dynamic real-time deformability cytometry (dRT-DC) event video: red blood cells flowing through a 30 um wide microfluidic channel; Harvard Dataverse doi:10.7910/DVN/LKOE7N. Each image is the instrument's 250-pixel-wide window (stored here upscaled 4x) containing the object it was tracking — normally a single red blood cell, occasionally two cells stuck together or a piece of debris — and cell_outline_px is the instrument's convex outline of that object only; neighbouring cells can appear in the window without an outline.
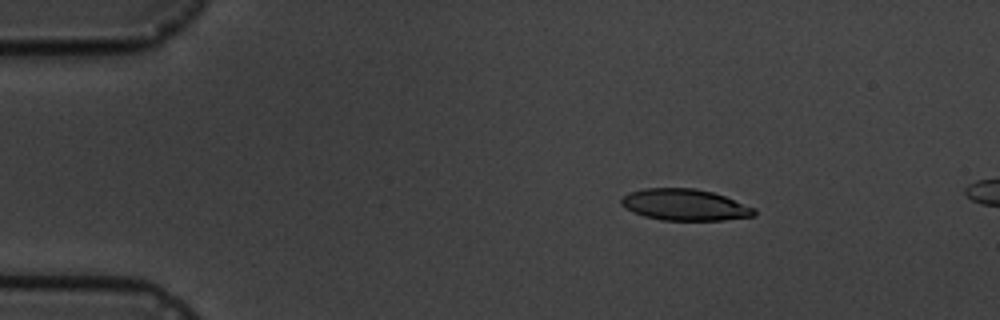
{"species": "common noctule bat (a hibernating species)", "species_latin": "Nyctalus noctula", "temperature_condition": "cold", "stored_images_in_passage": 5, "camera_frame_rate_fps": 3000, "um_per_image_px": 0.085, "animal": {"sex": "male", "body_mass_g": 19.5, "forearm_length_mm": 54.6}, "frame": {"image": 1, "passage_image": 3, "time_ms": 2.333, "image_size_px": [1000, 320], "cell_outline_px": [[756, 216], [724, 220], [660, 220], [644, 216], [632, 212], [624, 208], [620, 204], [620, 200], [628, 192], [644, 188], [696, 188], [712, 192], [724, 196], [756, 208]], "centroid_in_image_um": [58.19, 17.41], "position_along_channel_um": 26.8, "area_um2": 24.57}}